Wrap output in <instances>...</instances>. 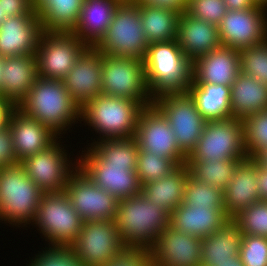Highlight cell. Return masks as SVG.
Segmentation results:
<instances>
[{
	"mask_svg": "<svg viewBox=\"0 0 267 266\" xmlns=\"http://www.w3.org/2000/svg\"><path fill=\"white\" fill-rule=\"evenodd\" d=\"M17 108L60 137L80 121L81 108L72 99L62 80L38 76Z\"/></svg>",
	"mask_w": 267,
	"mask_h": 266,
	"instance_id": "1",
	"label": "cell"
},
{
	"mask_svg": "<svg viewBox=\"0 0 267 266\" xmlns=\"http://www.w3.org/2000/svg\"><path fill=\"white\" fill-rule=\"evenodd\" d=\"M143 67L153 99L166 93H186L189 90L193 62L182 51L177 40L149 44Z\"/></svg>",
	"mask_w": 267,
	"mask_h": 266,
	"instance_id": "2",
	"label": "cell"
},
{
	"mask_svg": "<svg viewBox=\"0 0 267 266\" xmlns=\"http://www.w3.org/2000/svg\"><path fill=\"white\" fill-rule=\"evenodd\" d=\"M170 214L142 194L118 200L115 224L123 246L151 249L169 226Z\"/></svg>",
	"mask_w": 267,
	"mask_h": 266,
	"instance_id": "3",
	"label": "cell"
},
{
	"mask_svg": "<svg viewBox=\"0 0 267 266\" xmlns=\"http://www.w3.org/2000/svg\"><path fill=\"white\" fill-rule=\"evenodd\" d=\"M143 108L139 102L128 98L100 94L81 107L80 124L84 121L99 133L97 140L131 138L135 136Z\"/></svg>",
	"mask_w": 267,
	"mask_h": 266,
	"instance_id": "4",
	"label": "cell"
},
{
	"mask_svg": "<svg viewBox=\"0 0 267 266\" xmlns=\"http://www.w3.org/2000/svg\"><path fill=\"white\" fill-rule=\"evenodd\" d=\"M43 194L20 164L0 167V222L28 227L35 221Z\"/></svg>",
	"mask_w": 267,
	"mask_h": 266,
	"instance_id": "5",
	"label": "cell"
},
{
	"mask_svg": "<svg viewBox=\"0 0 267 266\" xmlns=\"http://www.w3.org/2000/svg\"><path fill=\"white\" fill-rule=\"evenodd\" d=\"M148 45L140 8L132 0H123L115 9L106 33L94 47L102 54L143 60Z\"/></svg>",
	"mask_w": 267,
	"mask_h": 266,
	"instance_id": "6",
	"label": "cell"
},
{
	"mask_svg": "<svg viewBox=\"0 0 267 266\" xmlns=\"http://www.w3.org/2000/svg\"><path fill=\"white\" fill-rule=\"evenodd\" d=\"M83 222L64 191L42 195L32 224L39 228L49 246L70 247L76 241Z\"/></svg>",
	"mask_w": 267,
	"mask_h": 266,
	"instance_id": "7",
	"label": "cell"
},
{
	"mask_svg": "<svg viewBox=\"0 0 267 266\" xmlns=\"http://www.w3.org/2000/svg\"><path fill=\"white\" fill-rule=\"evenodd\" d=\"M101 65V94L128 98L139 102L143 107L153 104L143 60L102 54Z\"/></svg>",
	"mask_w": 267,
	"mask_h": 266,
	"instance_id": "8",
	"label": "cell"
},
{
	"mask_svg": "<svg viewBox=\"0 0 267 266\" xmlns=\"http://www.w3.org/2000/svg\"><path fill=\"white\" fill-rule=\"evenodd\" d=\"M248 157L244 147L243 120L206 121L195 148L186 160H227Z\"/></svg>",
	"mask_w": 267,
	"mask_h": 266,
	"instance_id": "9",
	"label": "cell"
},
{
	"mask_svg": "<svg viewBox=\"0 0 267 266\" xmlns=\"http://www.w3.org/2000/svg\"><path fill=\"white\" fill-rule=\"evenodd\" d=\"M86 148L87 151L82 150L83 155L78 156V168L97 186L117 200L141 194L142 185L135 171L136 165L110 164L92 146Z\"/></svg>",
	"mask_w": 267,
	"mask_h": 266,
	"instance_id": "10",
	"label": "cell"
},
{
	"mask_svg": "<svg viewBox=\"0 0 267 266\" xmlns=\"http://www.w3.org/2000/svg\"><path fill=\"white\" fill-rule=\"evenodd\" d=\"M61 140L60 137L48 148L19 162L26 175L43 193L64 192L70 176L78 168V160L75 158L72 163Z\"/></svg>",
	"mask_w": 267,
	"mask_h": 266,
	"instance_id": "11",
	"label": "cell"
},
{
	"mask_svg": "<svg viewBox=\"0 0 267 266\" xmlns=\"http://www.w3.org/2000/svg\"><path fill=\"white\" fill-rule=\"evenodd\" d=\"M87 47L72 32L43 31L35 53L38 76L63 80Z\"/></svg>",
	"mask_w": 267,
	"mask_h": 266,
	"instance_id": "12",
	"label": "cell"
},
{
	"mask_svg": "<svg viewBox=\"0 0 267 266\" xmlns=\"http://www.w3.org/2000/svg\"><path fill=\"white\" fill-rule=\"evenodd\" d=\"M153 104L168 119L179 149L188 156L200 139L206 120L197 111L193 98L186 93H166Z\"/></svg>",
	"mask_w": 267,
	"mask_h": 266,
	"instance_id": "13",
	"label": "cell"
},
{
	"mask_svg": "<svg viewBox=\"0 0 267 266\" xmlns=\"http://www.w3.org/2000/svg\"><path fill=\"white\" fill-rule=\"evenodd\" d=\"M122 247L115 221L98 219L83 222L70 249L83 266H102L115 257Z\"/></svg>",
	"mask_w": 267,
	"mask_h": 266,
	"instance_id": "14",
	"label": "cell"
},
{
	"mask_svg": "<svg viewBox=\"0 0 267 266\" xmlns=\"http://www.w3.org/2000/svg\"><path fill=\"white\" fill-rule=\"evenodd\" d=\"M134 137L142 151L186 164L187 156L179 149L168 119L154 104L141 110Z\"/></svg>",
	"mask_w": 267,
	"mask_h": 266,
	"instance_id": "15",
	"label": "cell"
},
{
	"mask_svg": "<svg viewBox=\"0 0 267 266\" xmlns=\"http://www.w3.org/2000/svg\"><path fill=\"white\" fill-rule=\"evenodd\" d=\"M221 46L241 49L267 40V9L255 6L246 10H227L218 25Z\"/></svg>",
	"mask_w": 267,
	"mask_h": 266,
	"instance_id": "16",
	"label": "cell"
},
{
	"mask_svg": "<svg viewBox=\"0 0 267 266\" xmlns=\"http://www.w3.org/2000/svg\"><path fill=\"white\" fill-rule=\"evenodd\" d=\"M65 193L72 207L84 221L115 219L118 200L111 193L97 186L79 168L70 176Z\"/></svg>",
	"mask_w": 267,
	"mask_h": 266,
	"instance_id": "17",
	"label": "cell"
},
{
	"mask_svg": "<svg viewBox=\"0 0 267 266\" xmlns=\"http://www.w3.org/2000/svg\"><path fill=\"white\" fill-rule=\"evenodd\" d=\"M201 241L167 226L151 248L153 266H201Z\"/></svg>",
	"mask_w": 267,
	"mask_h": 266,
	"instance_id": "18",
	"label": "cell"
},
{
	"mask_svg": "<svg viewBox=\"0 0 267 266\" xmlns=\"http://www.w3.org/2000/svg\"><path fill=\"white\" fill-rule=\"evenodd\" d=\"M102 53L88 46L62 80L72 99L81 108L102 93Z\"/></svg>",
	"mask_w": 267,
	"mask_h": 266,
	"instance_id": "19",
	"label": "cell"
},
{
	"mask_svg": "<svg viewBox=\"0 0 267 266\" xmlns=\"http://www.w3.org/2000/svg\"><path fill=\"white\" fill-rule=\"evenodd\" d=\"M43 34L38 15L9 16L0 25V55L35 54Z\"/></svg>",
	"mask_w": 267,
	"mask_h": 266,
	"instance_id": "20",
	"label": "cell"
},
{
	"mask_svg": "<svg viewBox=\"0 0 267 266\" xmlns=\"http://www.w3.org/2000/svg\"><path fill=\"white\" fill-rule=\"evenodd\" d=\"M18 162L52 145L60 137L47 126L16 108L8 123Z\"/></svg>",
	"mask_w": 267,
	"mask_h": 266,
	"instance_id": "21",
	"label": "cell"
},
{
	"mask_svg": "<svg viewBox=\"0 0 267 266\" xmlns=\"http://www.w3.org/2000/svg\"><path fill=\"white\" fill-rule=\"evenodd\" d=\"M239 73V51L220 46L193 62L192 80L195 83L231 86Z\"/></svg>",
	"mask_w": 267,
	"mask_h": 266,
	"instance_id": "22",
	"label": "cell"
},
{
	"mask_svg": "<svg viewBox=\"0 0 267 266\" xmlns=\"http://www.w3.org/2000/svg\"><path fill=\"white\" fill-rule=\"evenodd\" d=\"M223 197L225 212L230 219L260 201L257 161L253 157H246L238 162L231 181L223 191Z\"/></svg>",
	"mask_w": 267,
	"mask_h": 266,
	"instance_id": "23",
	"label": "cell"
},
{
	"mask_svg": "<svg viewBox=\"0 0 267 266\" xmlns=\"http://www.w3.org/2000/svg\"><path fill=\"white\" fill-rule=\"evenodd\" d=\"M176 40L192 62L221 46L218 26L196 19L185 11L179 16Z\"/></svg>",
	"mask_w": 267,
	"mask_h": 266,
	"instance_id": "24",
	"label": "cell"
},
{
	"mask_svg": "<svg viewBox=\"0 0 267 266\" xmlns=\"http://www.w3.org/2000/svg\"><path fill=\"white\" fill-rule=\"evenodd\" d=\"M2 73L0 95L17 107L38 78L36 55H16L5 58Z\"/></svg>",
	"mask_w": 267,
	"mask_h": 266,
	"instance_id": "25",
	"label": "cell"
},
{
	"mask_svg": "<svg viewBox=\"0 0 267 266\" xmlns=\"http://www.w3.org/2000/svg\"><path fill=\"white\" fill-rule=\"evenodd\" d=\"M230 218L225 209H208L181 203L170 214L169 226L173 229L205 238L220 230Z\"/></svg>",
	"mask_w": 267,
	"mask_h": 266,
	"instance_id": "26",
	"label": "cell"
},
{
	"mask_svg": "<svg viewBox=\"0 0 267 266\" xmlns=\"http://www.w3.org/2000/svg\"><path fill=\"white\" fill-rule=\"evenodd\" d=\"M123 0H84L79 21L72 33L94 47L104 36L115 9Z\"/></svg>",
	"mask_w": 267,
	"mask_h": 266,
	"instance_id": "27",
	"label": "cell"
},
{
	"mask_svg": "<svg viewBox=\"0 0 267 266\" xmlns=\"http://www.w3.org/2000/svg\"><path fill=\"white\" fill-rule=\"evenodd\" d=\"M232 116L244 120L246 117L267 110V86L259 80L239 73L230 86Z\"/></svg>",
	"mask_w": 267,
	"mask_h": 266,
	"instance_id": "28",
	"label": "cell"
},
{
	"mask_svg": "<svg viewBox=\"0 0 267 266\" xmlns=\"http://www.w3.org/2000/svg\"><path fill=\"white\" fill-rule=\"evenodd\" d=\"M188 174V166L179 165L169 175L143 184L141 194L171 214L183 202Z\"/></svg>",
	"mask_w": 267,
	"mask_h": 266,
	"instance_id": "29",
	"label": "cell"
},
{
	"mask_svg": "<svg viewBox=\"0 0 267 266\" xmlns=\"http://www.w3.org/2000/svg\"><path fill=\"white\" fill-rule=\"evenodd\" d=\"M187 92L193 98L197 111L206 121L225 120L233 117L230 86L195 83L192 80Z\"/></svg>",
	"mask_w": 267,
	"mask_h": 266,
	"instance_id": "30",
	"label": "cell"
},
{
	"mask_svg": "<svg viewBox=\"0 0 267 266\" xmlns=\"http://www.w3.org/2000/svg\"><path fill=\"white\" fill-rule=\"evenodd\" d=\"M243 233L230 219L220 230L202 238L201 266L211 262L233 261L239 256Z\"/></svg>",
	"mask_w": 267,
	"mask_h": 266,
	"instance_id": "31",
	"label": "cell"
},
{
	"mask_svg": "<svg viewBox=\"0 0 267 266\" xmlns=\"http://www.w3.org/2000/svg\"><path fill=\"white\" fill-rule=\"evenodd\" d=\"M84 0H34L43 31L72 32Z\"/></svg>",
	"mask_w": 267,
	"mask_h": 266,
	"instance_id": "32",
	"label": "cell"
},
{
	"mask_svg": "<svg viewBox=\"0 0 267 266\" xmlns=\"http://www.w3.org/2000/svg\"><path fill=\"white\" fill-rule=\"evenodd\" d=\"M148 44L176 40L180 11L135 3Z\"/></svg>",
	"mask_w": 267,
	"mask_h": 266,
	"instance_id": "33",
	"label": "cell"
},
{
	"mask_svg": "<svg viewBox=\"0 0 267 266\" xmlns=\"http://www.w3.org/2000/svg\"><path fill=\"white\" fill-rule=\"evenodd\" d=\"M244 158L227 160H186L189 173L198 181L224 191L231 181L234 169Z\"/></svg>",
	"mask_w": 267,
	"mask_h": 266,
	"instance_id": "34",
	"label": "cell"
},
{
	"mask_svg": "<svg viewBox=\"0 0 267 266\" xmlns=\"http://www.w3.org/2000/svg\"><path fill=\"white\" fill-rule=\"evenodd\" d=\"M92 146L110 164L137 165L138 143L135 137L95 140Z\"/></svg>",
	"mask_w": 267,
	"mask_h": 266,
	"instance_id": "35",
	"label": "cell"
},
{
	"mask_svg": "<svg viewBox=\"0 0 267 266\" xmlns=\"http://www.w3.org/2000/svg\"><path fill=\"white\" fill-rule=\"evenodd\" d=\"M182 203L198 208L225 209L223 191L196 180L190 173L187 177Z\"/></svg>",
	"mask_w": 267,
	"mask_h": 266,
	"instance_id": "36",
	"label": "cell"
},
{
	"mask_svg": "<svg viewBox=\"0 0 267 266\" xmlns=\"http://www.w3.org/2000/svg\"><path fill=\"white\" fill-rule=\"evenodd\" d=\"M179 164L174 159L159 157L149 151H138L136 173L141 185L169 175Z\"/></svg>",
	"mask_w": 267,
	"mask_h": 266,
	"instance_id": "37",
	"label": "cell"
},
{
	"mask_svg": "<svg viewBox=\"0 0 267 266\" xmlns=\"http://www.w3.org/2000/svg\"><path fill=\"white\" fill-rule=\"evenodd\" d=\"M243 235L267 237V201L250 205L232 218Z\"/></svg>",
	"mask_w": 267,
	"mask_h": 266,
	"instance_id": "38",
	"label": "cell"
},
{
	"mask_svg": "<svg viewBox=\"0 0 267 266\" xmlns=\"http://www.w3.org/2000/svg\"><path fill=\"white\" fill-rule=\"evenodd\" d=\"M240 72L267 86V40L239 51Z\"/></svg>",
	"mask_w": 267,
	"mask_h": 266,
	"instance_id": "39",
	"label": "cell"
},
{
	"mask_svg": "<svg viewBox=\"0 0 267 266\" xmlns=\"http://www.w3.org/2000/svg\"><path fill=\"white\" fill-rule=\"evenodd\" d=\"M244 123V147L248 157H254L267 147V110L246 117Z\"/></svg>",
	"mask_w": 267,
	"mask_h": 266,
	"instance_id": "40",
	"label": "cell"
},
{
	"mask_svg": "<svg viewBox=\"0 0 267 266\" xmlns=\"http://www.w3.org/2000/svg\"><path fill=\"white\" fill-rule=\"evenodd\" d=\"M185 12L196 19L218 26L227 8L224 0H186Z\"/></svg>",
	"mask_w": 267,
	"mask_h": 266,
	"instance_id": "41",
	"label": "cell"
},
{
	"mask_svg": "<svg viewBox=\"0 0 267 266\" xmlns=\"http://www.w3.org/2000/svg\"><path fill=\"white\" fill-rule=\"evenodd\" d=\"M239 256L244 266H267V237L243 235Z\"/></svg>",
	"mask_w": 267,
	"mask_h": 266,
	"instance_id": "42",
	"label": "cell"
},
{
	"mask_svg": "<svg viewBox=\"0 0 267 266\" xmlns=\"http://www.w3.org/2000/svg\"><path fill=\"white\" fill-rule=\"evenodd\" d=\"M44 249L26 266H83L70 247L45 246Z\"/></svg>",
	"mask_w": 267,
	"mask_h": 266,
	"instance_id": "43",
	"label": "cell"
},
{
	"mask_svg": "<svg viewBox=\"0 0 267 266\" xmlns=\"http://www.w3.org/2000/svg\"><path fill=\"white\" fill-rule=\"evenodd\" d=\"M102 266H153L151 249L123 246L115 257Z\"/></svg>",
	"mask_w": 267,
	"mask_h": 266,
	"instance_id": "44",
	"label": "cell"
},
{
	"mask_svg": "<svg viewBox=\"0 0 267 266\" xmlns=\"http://www.w3.org/2000/svg\"><path fill=\"white\" fill-rule=\"evenodd\" d=\"M18 164L11 129L6 126L0 129V167H10Z\"/></svg>",
	"mask_w": 267,
	"mask_h": 266,
	"instance_id": "45",
	"label": "cell"
},
{
	"mask_svg": "<svg viewBox=\"0 0 267 266\" xmlns=\"http://www.w3.org/2000/svg\"><path fill=\"white\" fill-rule=\"evenodd\" d=\"M0 8L7 17L38 15L34 9V0H0Z\"/></svg>",
	"mask_w": 267,
	"mask_h": 266,
	"instance_id": "46",
	"label": "cell"
},
{
	"mask_svg": "<svg viewBox=\"0 0 267 266\" xmlns=\"http://www.w3.org/2000/svg\"><path fill=\"white\" fill-rule=\"evenodd\" d=\"M134 3L146 4L150 6L165 7L180 12L185 11L186 0H132Z\"/></svg>",
	"mask_w": 267,
	"mask_h": 266,
	"instance_id": "47",
	"label": "cell"
},
{
	"mask_svg": "<svg viewBox=\"0 0 267 266\" xmlns=\"http://www.w3.org/2000/svg\"><path fill=\"white\" fill-rule=\"evenodd\" d=\"M17 107L0 95V129L8 126L10 116Z\"/></svg>",
	"mask_w": 267,
	"mask_h": 266,
	"instance_id": "48",
	"label": "cell"
},
{
	"mask_svg": "<svg viewBox=\"0 0 267 266\" xmlns=\"http://www.w3.org/2000/svg\"><path fill=\"white\" fill-rule=\"evenodd\" d=\"M257 183L260 201H267V167L257 162Z\"/></svg>",
	"mask_w": 267,
	"mask_h": 266,
	"instance_id": "49",
	"label": "cell"
},
{
	"mask_svg": "<svg viewBox=\"0 0 267 266\" xmlns=\"http://www.w3.org/2000/svg\"><path fill=\"white\" fill-rule=\"evenodd\" d=\"M227 10L237 11L255 7L254 0H224Z\"/></svg>",
	"mask_w": 267,
	"mask_h": 266,
	"instance_id": "50",
	"label": "cell"
},
{
	"mask_svg": "<svg viewBox=\"0 0 267 266\" xmlns=\"http://www.w3.org/2000/svg\"><path fill=\"white\" fill-rule=\"evenodd\" d=\"M208 266H244L240 256H237L233 261L211 262Z\"/></svg>",
	"mask_w": 267,
	"mask_h": 266,
	"instance_id": "51",
	"label": "cell"
},
{
	"mask_svg": "<svg viewBox=\"0 0 267 266\" xmlns=\"http://www.w3.org/2000/svg\"><path fill=\"white\" fill-rule=\"evenodd\" d=\"M260 165L267 167V147L261 149L254 157H253Z\"/></svg>",
	"mask_w": 267,
	"mask_h": 266,
	"instance_id": "52",
	"label": "cell"
},
{
	"mask_svg": "<svg viewBox=\"0 0 267 266\" xmlns=\"http://www.w3.org/2000/svg\"><path fill=\"white\" fill-rule=\"evenodd\" d=\"M5 57L0 55V91L2 85V71L4 70Z\"/></svg>",
	"mask_w": 267,
	"mask_h": 266,
	"instance_id": "53",
	"label": "cell"
},
{
	"mask_svg": "<svg viewBox=\"0 0 267 266\" xmlns=\"http://www.w3.org/2000/svg\"><path fill=\"white\" fill-rule=\"evenodd\" d=\"M254 3L257 6H261V7H264L265 9H267V0H254Z\"/></svg>",
	"mask_w": 267,
	"mask_h": 266,
	"instance_id": "54",
	"label": "cell"
},
{
	"mask_svg": "<svg viewBox=\"0 0 267 266\" xmlns=\"http://www.w3.org/2000/svg\"><path fill=\"white\" fill-rule=\"evenodd\" d=\"M6 17L7 16L4 14V12H2V9L0 8V25L6 19Z\"/></svg>",
	"mask_w": 267,
	"mask_h": 266,
	"instance_id": "55",
	"label": "cell"
}]
</instances>
